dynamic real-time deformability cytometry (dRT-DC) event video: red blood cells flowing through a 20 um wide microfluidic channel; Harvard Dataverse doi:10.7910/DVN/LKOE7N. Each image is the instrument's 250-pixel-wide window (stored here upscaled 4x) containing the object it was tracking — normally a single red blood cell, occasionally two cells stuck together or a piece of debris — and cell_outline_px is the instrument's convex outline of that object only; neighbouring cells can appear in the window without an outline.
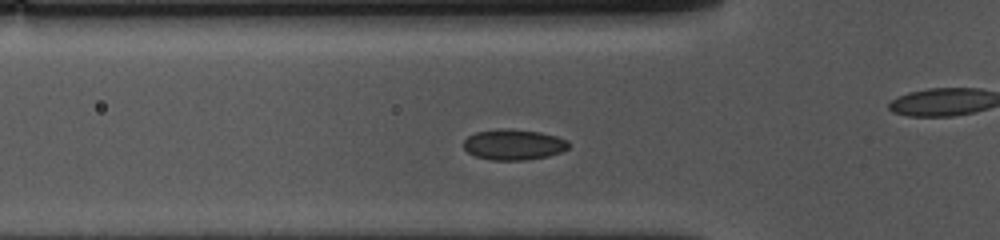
{"species": "common noctule bat (a hibernating species)", "species_latin": "Nyctalus noctula", "temperature_condition": "cold", "stored_images_in_passage": 42, "camera_frame_rate_fps": 3000, "um_per_image_px": 0.085, "animal": {"sex": "female", "body_mass_g": 10.0, "forearm_length_mm": 53.1}, "frame": {"image": 1, "passage_image": 13, "time_ms": 4.0, "image_size_px": [1000, 240], "cell_outline_px": [[572, 144], [568, 148], [560, 152], [548, 156], [524, 160], [492, 160], [476, 156], [468, 152], [464, 148], [464, 140], [468, 136], [476, 132], [504, 128], [512, 128], [540, 132], [556, 136], [568, 140]], "centroid_in_image_um": [43.68, 12.28], "position_along_channel_um": 82.1, "area_um2": 18.84}}
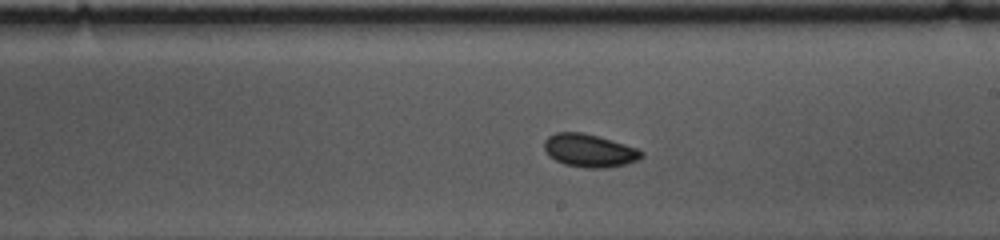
{"frame": {"image": 2, "passage_image": 26, "time_ms": 8.333, "image_size_px": [1000, 240], "cell_outline_px": [[644, 156], [636, 160], [624, 164], [604, 168], [584, 168], [564, 164], [548, 156], [544, 148], [544, 140], [548, 136], [556, 132], [584, 132], [640, 148], [644, 152]], "centroid_in_image_um": [50.1, 12.79], "position_along_channel_um": 238.9, "area_um2": 18.9}}
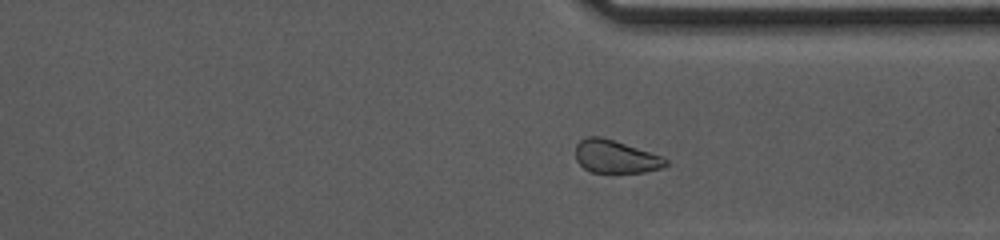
{"frame": {"image": 3, "passage_image": 36, "time_ms": 11.667, "image_size_px": [1000, 240], "cell_outline_px": [[668, 164], [660, 168], [644, 172], [592, 172], [584, 168], [576, 160], [576, 144], [580, 140], [588, 136], [600, 136], [664, 156], [668, 160]], "centroid_in_image_um": [52.33, 13.31], "position_along_channel_um": 359.1, "area_um2": 17.22}, "authors_computed_cell_mechanics": {"area_um2": 18.4382, "velocity_mm_per_s": 3.605, "shape_relaxation_time_tau1_ms": null, "shape_relaxation_time_tau2_ms": 2.542, "deformation_change_tau1": null, "deformation_change_tau2": 0.0541}}